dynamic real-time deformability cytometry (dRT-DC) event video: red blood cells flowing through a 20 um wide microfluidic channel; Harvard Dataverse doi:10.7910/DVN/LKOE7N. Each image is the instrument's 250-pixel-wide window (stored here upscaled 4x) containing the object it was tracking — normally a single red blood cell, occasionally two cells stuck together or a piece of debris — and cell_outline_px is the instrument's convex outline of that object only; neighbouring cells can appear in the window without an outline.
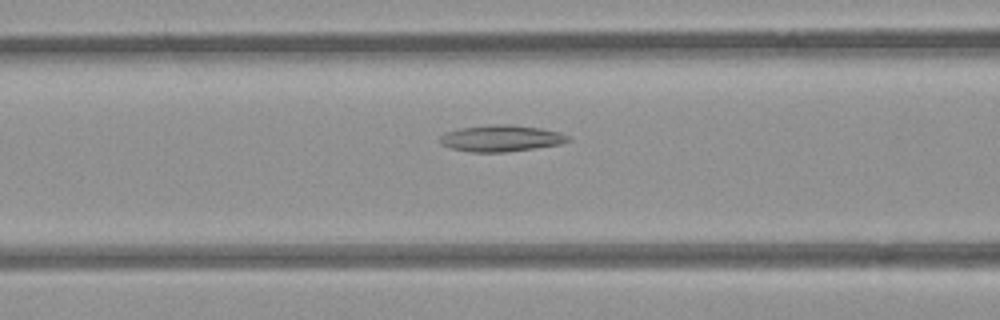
{"species": "common noctule bat (a hibernating species)", "species_latin": "Nyctalus noctula", "temperature_condition": "room temperature", "stored_images_in_passage": 49, "camera_frame_rate_fps": 3000, "um_per_image_px": 0.085, "animal": {"sex": "female", "body_mass_g": 21.9}, "frame": {"image": 1, "passage_image": 22, "time_ms": 7.0, "image_size_px": [1000, 320], "cell_outline_px": [[572, 140], [560, 144], [504, 152], [472, 152], [452, 148], [440, 144], [440, 136], [444, 132], [460, 128], [492, 124], [508, 124], [540, 128], [560, 132], [568, 136]], "centroid_in_image_um": [42.57, 11.75], "position_along_channel_um": 124.0, "area_um2": 19.65}}
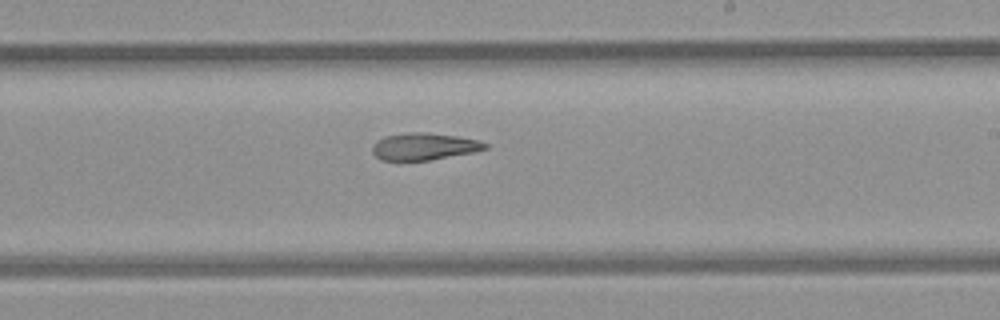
{"frame": {"image": 2, "passage_image": 32, "time_ms": 10.333, "image_size_px": [1000, 320], "cell_outline_px": [[488, 148], [472, 152], [428, 160], [380, 160], [372, 152], [372, 144], [376, 140], [384, 136], [408, 132], [428, 132], [456, 136], [480, 140], [488, 144]], "centroid_in_image_um": [36.01, 12.43], "position_along_channel_um": 253.0, "area_um2": 17.8}}
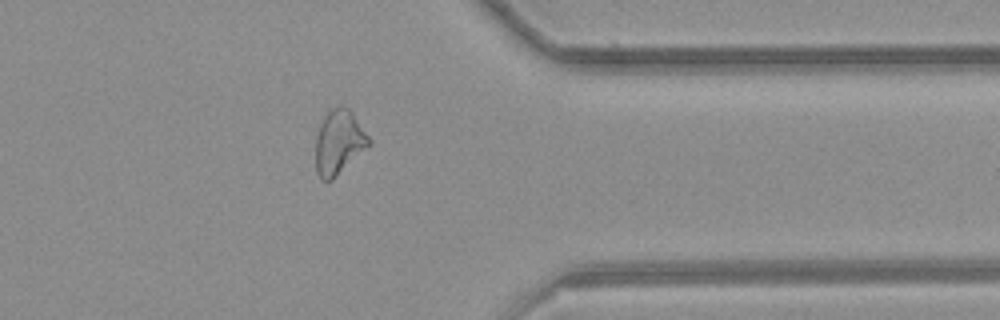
{"frame": {"image": 3, "passage_image": 43, "time_ms": 14.0, "image_size_px": [1000, 320], "cell_outline_px": [[372, 144], [332, 180], [320, 180], [316, 172], [316, 136], [320, 124], [328, 108], [340, 104], [344, 104], [352, 112], [372, 140]], "centroid_in_image_um": [28.81, 12.06], "position_along_channel_um": 382.6, "area_um2": 20.4}, "authors_computed_cell_mechanics": {"area_um2": 20.3456, "velocity_mm_per_s": 3.8667, "shape_relaxation_time_tau1_ms": null, "shape_relaxation_time_tau2_ms": 6.3505, "deformation_change_tau1": null, "deformation_change_tau2": 0.164}}